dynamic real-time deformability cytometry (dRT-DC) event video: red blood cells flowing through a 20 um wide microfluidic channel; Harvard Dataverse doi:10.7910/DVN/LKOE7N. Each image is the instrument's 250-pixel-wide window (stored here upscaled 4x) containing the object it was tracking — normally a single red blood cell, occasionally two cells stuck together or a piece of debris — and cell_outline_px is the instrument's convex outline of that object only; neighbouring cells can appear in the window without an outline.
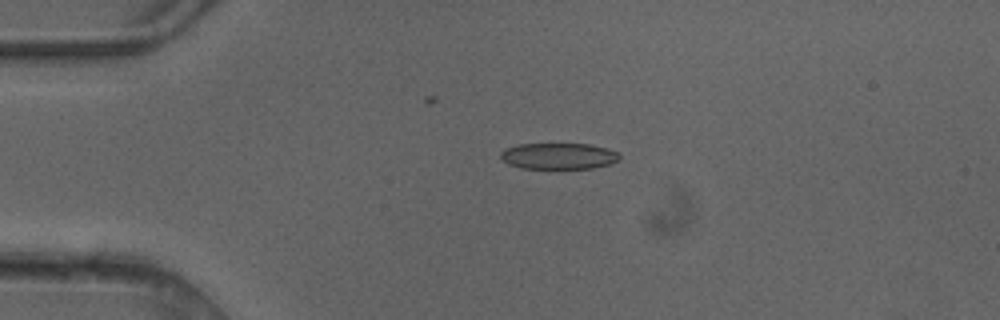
{"species": "common noctule bat (a hibernating species)", "species_latin": "Nyctalus noctula", "temperature_condition": "cold", "stored_images_in_passage": 5, "camera_frame_rate_fps": 3000, "um_per_image_px": 0.085, "animal": {"sex": "female"}, "frame": {"image": 1, "passage_image": 4, "time_ms": 1.0, "image_size_px": [1000, 320], "cell_outline_px": [[620, 160], [608, 164], [592, 168], [524, 168], [508, 164], [500, 156], [500, 152], [504, 148], [520, 144], [588, 144], [620, 152]], "centroid_in_image_um": [47.48, 13.26], "position_along_channel_um": 37.5, "area_um2": 18.03}}